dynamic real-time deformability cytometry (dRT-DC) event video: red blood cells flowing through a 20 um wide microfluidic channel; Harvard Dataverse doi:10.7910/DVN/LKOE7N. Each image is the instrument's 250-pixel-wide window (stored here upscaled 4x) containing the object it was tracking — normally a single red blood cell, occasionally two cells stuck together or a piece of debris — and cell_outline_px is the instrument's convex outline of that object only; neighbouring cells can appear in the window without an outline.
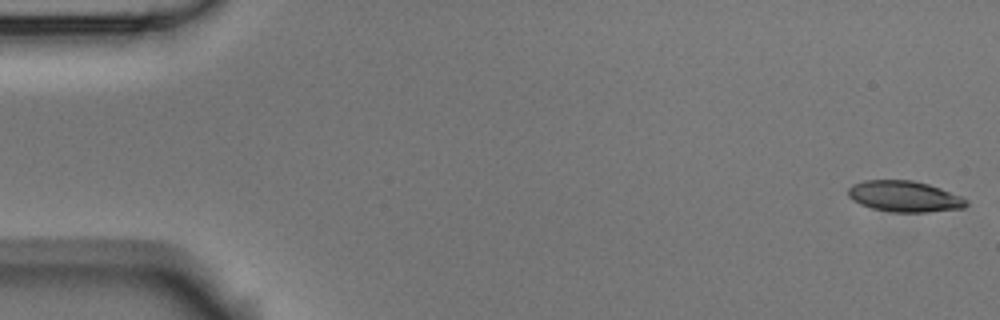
{"species": "Egyptian fruit bat (a non-hibernating species)", "species_latin": "Rousettus aegyptiacus", "temperature_condition": "room temperature", "stored_images_in_passage": 8, "camera_frame_rate_fps": 3000, "um_per_image_px": 0.085, "animal": {"sex": "male"}, "frame": {"image": 1, "passage_image": 1, "time_ms": 0.0, "image_size_px": [1000, 320], "cell_outline_px": [[968, 204], [964, 208], [928, 212], [892, 212], [872, 208], [860, 204], [852, 200], [848, 196], [848, 188], [852, 184], [864, 180], [912, 180], [928, 184], [940, 188], [960, 196], [968, 200]], "centroid_in_image_um": [76.86, 16.69], "position_along_channel_um": 8.1, "area_um2": 21.39}}